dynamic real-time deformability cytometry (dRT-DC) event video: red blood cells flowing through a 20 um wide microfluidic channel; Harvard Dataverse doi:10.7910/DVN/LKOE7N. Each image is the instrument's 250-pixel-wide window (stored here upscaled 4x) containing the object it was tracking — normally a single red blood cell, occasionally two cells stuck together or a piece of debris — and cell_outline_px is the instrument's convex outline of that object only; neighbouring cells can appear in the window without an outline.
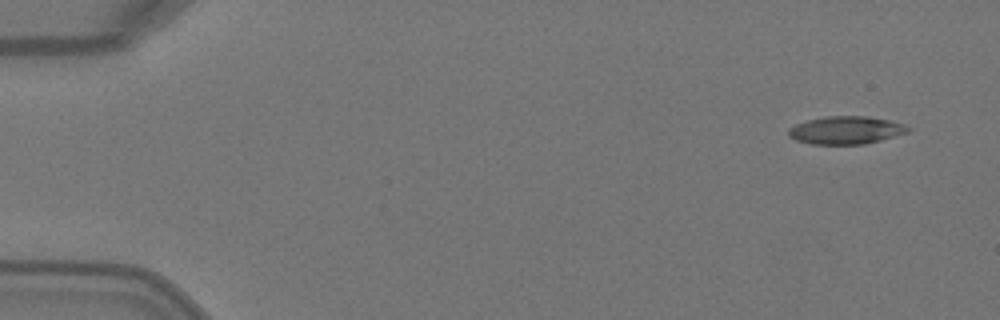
{"species": "Egyptian fruit bat (a non-hibernating species)", "species_latin": "Rousettus aegyptiacus", "temperature_condition": "warm", "stored_images_in_passage": 5, "camera_frame_rate_fps": 3000, "um_per_image_px": 0.085, "animal": {"sex": "female"}, "frame": {"image": 1, "passage_image": 1, "time_ms": 0.0, "image_size_px": [1000, 320], "cell_outline_px": [[912, 128], [908, 132], [880, 140], [864, 144], [812, 144], [796, 140], [788, 136], [788, 128], [796, 124], [808, 120], [824, 116], [868, 116], [888, 120], [904, 124]], "centroid_in_image_um": [71.89, 11.06], "position_along_channel_um": 13.1, "area_um2": 19.36}}